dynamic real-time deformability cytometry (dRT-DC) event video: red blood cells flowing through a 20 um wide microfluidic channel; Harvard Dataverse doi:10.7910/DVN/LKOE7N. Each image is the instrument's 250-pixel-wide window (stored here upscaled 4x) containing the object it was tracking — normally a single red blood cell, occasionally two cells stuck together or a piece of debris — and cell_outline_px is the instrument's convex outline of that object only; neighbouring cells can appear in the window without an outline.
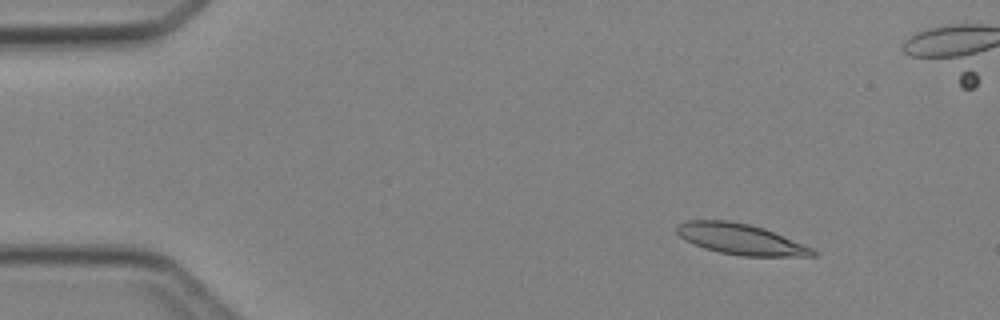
{"species": "Egyptian fruit bat (a non-hibernating species)", "species_latin": "Rousettus aegyptiacus", "temperature_condition": "cold", "stored_images_in_passage": 5, "camera_frame_rate_fps": 3000, "um_per_image_px": 0.085, "animal": {"sex": "female"}, "frame": {"image": 1, "passage_image": 2, "time_ms": 1.0, "image_size_px": [1000, 320], "cell_outline_px": [[820, 256], [740, 256], [720, 252], [704, 248], [684, 240], [676, 232], [676, 228], [684, 220], [728, 220], [748, 224], [764, 228], [812, 248], [820, 252]], "centroid_in_image_um": [62.96, 20.33], "position_along_channel_um": 22.0, "area_um2": 24.39}}